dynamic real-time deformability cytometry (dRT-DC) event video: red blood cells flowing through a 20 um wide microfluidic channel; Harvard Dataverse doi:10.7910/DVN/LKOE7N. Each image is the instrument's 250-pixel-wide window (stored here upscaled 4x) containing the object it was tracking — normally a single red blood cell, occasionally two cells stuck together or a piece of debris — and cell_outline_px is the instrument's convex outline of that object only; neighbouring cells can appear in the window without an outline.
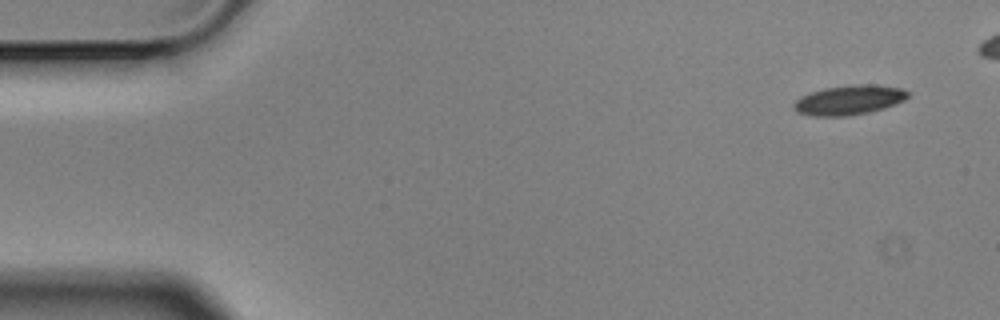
{"species": "Egyptian fruit bat (a non-hibernating species)", "species_latin": "Rousettus aegyptiacus", "temperature_condition": "cold", "stored_images_in_passage": 8, "camera_frame_rate_fps": 3000, "um_per_image_px": 0.085, "animal": {"sex": "male"}, "frame": {"image": 1, "passage_image": 1, "time_ms": 0.0, "image_size_px": [1000, 320], "cell_outline_px": [[912, 92], [904, 100], [884, 108], [868, 112], [844, 116], [812, 116], [796, 112], [792, 108], [792, 104], [800, 96], [824, 88], [856, 84], [872, 84], [900, 88]], "centroid_in_image_um": [72.15, 8.5], "position_along_channel_um": 12.9, "area_um2": 19.71}}
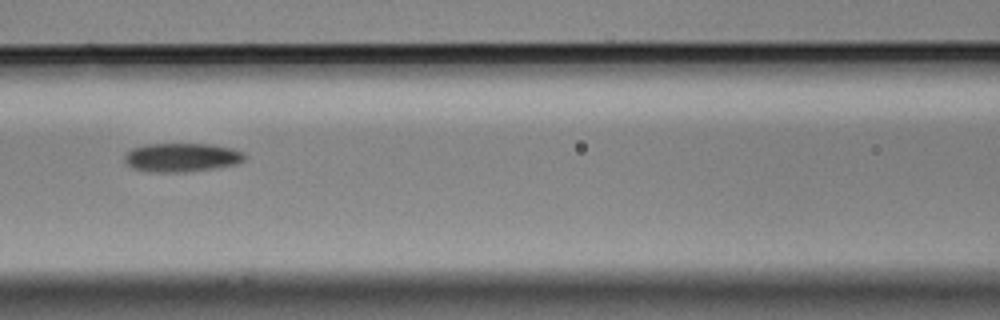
{"frame": {"image": 2, "passage_image": 7, "time_ms": 2.0, "image_size_px": [1000, 320], "cell_outline_px": [[248, 156], [244, 160], [236, 164], [216, 168], [184, 172], [144, 172], [132, 168], [124, 160], [124, 156], [132, 148], [144, 144], [212, 144], [232, 148], [244, 152]], "centroid_in_image_um": [15.46, 13.38], "position_along_channel_um": 151.1, "area_um2": 20.4}}
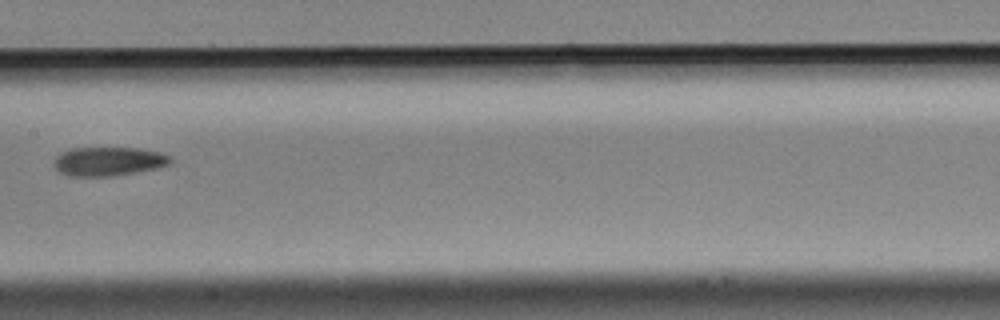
{"frame": {"image": 3, "passage_image": 8, "time_ms": 2.333, "image_size_px": [1000, 320], "cell_outline_px": [[172, 160], [168, 164], [156, 168], [136, 172], [112, 176], [68, 176], [60, 172], [52, 164], [56, 156], [60, 152], [68, 148], [140, 148], [160, 152], [172, 156]], "centroid_in_image_um": [9.19, 13.71], "position_along_channel_um": 198.2, "area_um2": 19.77}}